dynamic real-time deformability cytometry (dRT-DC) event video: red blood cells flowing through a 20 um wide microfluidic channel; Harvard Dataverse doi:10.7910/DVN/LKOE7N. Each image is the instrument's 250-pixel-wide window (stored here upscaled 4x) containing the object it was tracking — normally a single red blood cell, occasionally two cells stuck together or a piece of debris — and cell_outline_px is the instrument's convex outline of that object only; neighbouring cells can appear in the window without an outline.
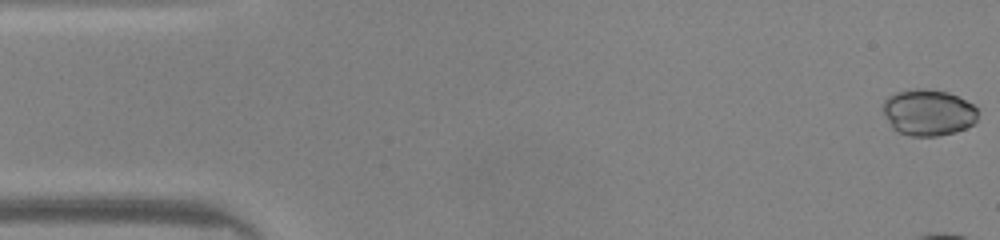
{"species": "common noctule bat (a hibernating species)", "species_latin": "Nyctalus noctula", "temperature_condition": "warm", "stored_images_in_passage": 10, "camera_frame_rate_fps": 3000, "um_per_image_px": 0.085, "animal": {"sex": "male", "body_mass_g": 20.0, "forearm_length_mm": 53.3}, "frame": {"image": 1, "passage_image": 1, "time_ms": 0.0, "image_size_px": [1000, 240], "cell_outline_px": [[976, 120], [972, 124], [964, 128], [952, 132], [936, 136], [908, 136], [892, 128], [884, 112], [884, 100], [888, 96], [896, 92], [916, 88], [924, 88], [948, 92], [972, 104], [976, 108]], "centroid_in_image_um": [78.87, 9.55], "position_along_channel_um": 6.1, "area_um2": 25.26}}